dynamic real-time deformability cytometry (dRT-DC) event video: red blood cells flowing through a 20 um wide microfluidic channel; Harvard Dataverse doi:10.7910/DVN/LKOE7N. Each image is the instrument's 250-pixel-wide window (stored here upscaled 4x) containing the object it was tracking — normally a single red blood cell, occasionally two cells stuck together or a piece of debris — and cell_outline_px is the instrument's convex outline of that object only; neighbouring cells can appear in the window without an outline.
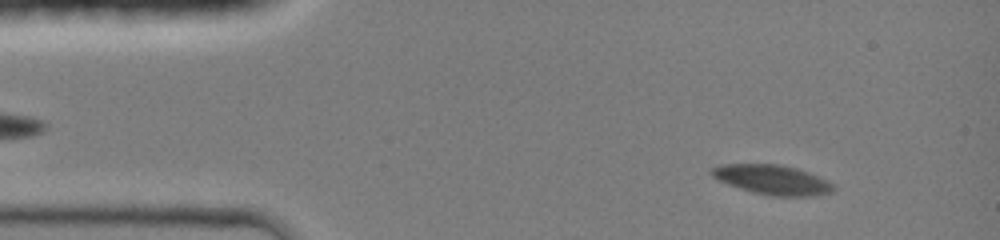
{"species": "common noctule bat (a hibernating species)", "species_latin": "Nyctalus noctula", "temperature_condition": "room temperature", "stored_images_in_passage": 39, "camera_frame_rate_fps": 3000, "um_per_image_px": 0.085, "animal": {"sex": "female", "body_mass_g": 19.0, "forearm_length_mm": 51.5}, "frame": {"image": 1, "passage_image": 5, "time_ms": 1.333, "image_size_px": [1000, 240], "cell_outline_px": [[836, 188], [832, 192], [816, 196], [768, 196], [752, 192], [728, 184], [712, 176], [708, 172], [712, 168], [720, 164], [780, 164], [796, 168], [808, 172], [828, 180], [836, 184]], "centroid_in_image_um": [65.69, 15.28], "position_along_channel_um": 19.3, "area_um2": 21.27}}
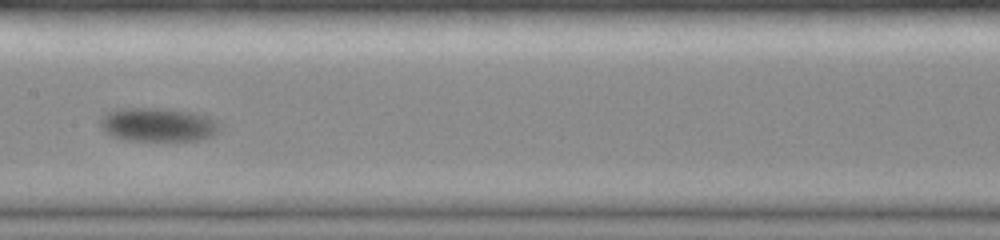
{"frame": {"image": 2, "passage_image": 24, "time_ms": 7.667, "image_size_px": [1000, 240], "cell_outline_px": [[216, 132], [212, 136], [200, 140], [124, 140], [112, 136], [100, 128], [100, 116], [116, 108], [164, 108], [196, 112], [208, 116], [216, 120]], "centroid_in_image_um": [13.37, 10.58], "position_along_channel_um": 194.0, "area_um2": 23.58}}
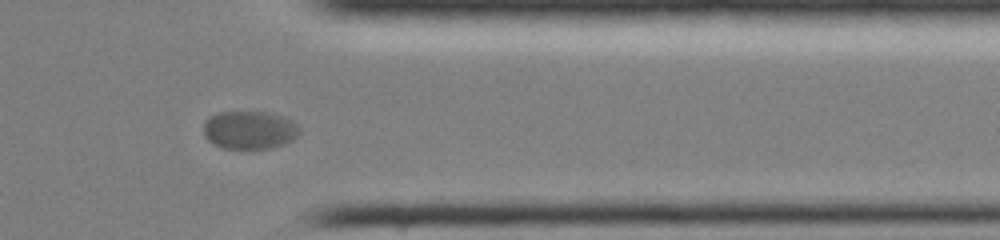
{"frame": {"image": 3, "passage_image": 39, "time_ms": 12.667, "image_size_px": [1000, 240], "cell_outline_px": [[296, 136], [292, 140], [284, 144], [272, 148], [224, 148], [208, 140], [204, 136], [204, 120], [220, 112], [268, 112], [284, 116], [292, 120], [296, 124]], "centroid_in_image_um": [21.19, 11.04], "position_along_channel_um": 390.2, "area_um2": 21.04}, "authors_computed_cell_mechanics": {"area_um2": 21.964, "velocity_mm_per_s": 3.9157, "shape_relaxation_time_tau1_ms": 1.9104, "shape_relaxation_time_tau2_ms": null, "deformation_change_tau1": 0.0723, "deformation_change_tau2": null}}